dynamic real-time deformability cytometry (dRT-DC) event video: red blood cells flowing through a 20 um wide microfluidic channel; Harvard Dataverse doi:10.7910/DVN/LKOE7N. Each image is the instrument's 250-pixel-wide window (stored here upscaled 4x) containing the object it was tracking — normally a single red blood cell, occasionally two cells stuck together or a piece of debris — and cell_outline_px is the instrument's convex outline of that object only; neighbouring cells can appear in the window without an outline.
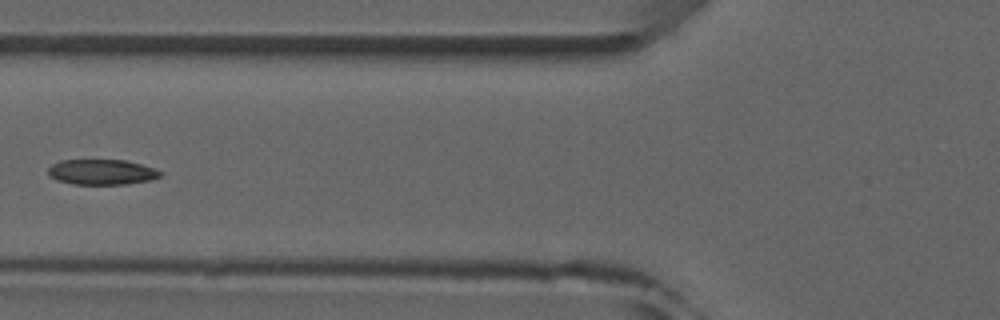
{"species": "common noctule bat (a hibernating species)", "species_latin": "Nyctalus noctula", "temperature_condition": "room temperature", "stored_images_in_passage": 5, "camera_frame_rate_fps": 3000, "um_per_image_px": 0.085, "animal": {"sex": "male", "forearm_length_mm": 52.5}, "frame": {"image": 1, "passage_image": 4, "time_ms": 4.333, "image_size_px": [1000, 320], "cell_outline_px": [[160, 176], [152, 180], [128, 184], [72, 184], [56, 180], [48, 172], [48, 168], [52, 164], [60, 160], [124, 160], [140, 164], [152, 168], [160, 172]], "centroid_in_image_um": [8.62, 14.63], "position_along_channel_um": 117.2, "area_um2": 16.42}}
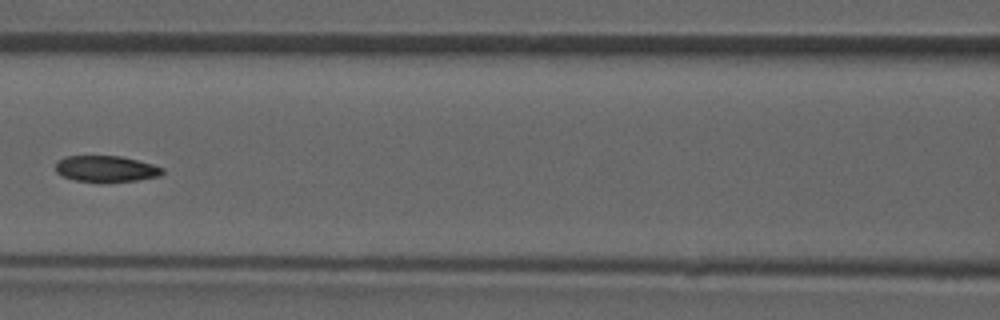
{"frame": {"image": 2, "passage_image": 5, "time_ms": 5.333, "image_size_px": [1000, 320], "cell_outline_px": [[164, 172], [160, 176], [136, 180], [100, 184], [76, 180], [64, 176], [56, 172], [56, 164], [60, 160], [68, 156], [120, 156], [152, 164], [164, 168]], "centroid_in_image_um": [9.04, 14.38], "position_along_channel_um": 157.6, "area_um2": 16.47}}